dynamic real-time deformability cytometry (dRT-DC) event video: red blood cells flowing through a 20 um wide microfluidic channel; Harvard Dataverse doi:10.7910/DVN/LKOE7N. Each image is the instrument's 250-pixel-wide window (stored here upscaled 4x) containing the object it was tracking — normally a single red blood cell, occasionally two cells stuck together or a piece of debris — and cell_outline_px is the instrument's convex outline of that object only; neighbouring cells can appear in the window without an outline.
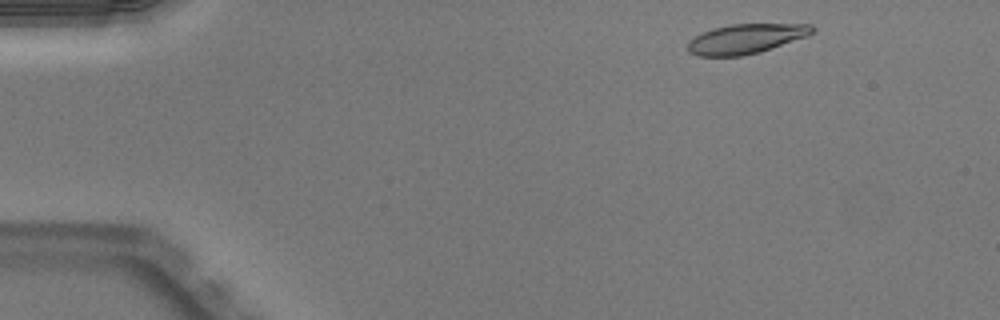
{"species": "Egyptian fruit bat (a non-hibernating species)", "species_latin": "Rousettus aegyptiacus", "temperature_condition": "warm", "stored_images_in_passage": 13, "camera_frame_rate_fps": 3000, "um_per_image_px": 0.085, "animal": {"sex": "male"}, "frame": {"image": 1, "passage_image": 3, "time_ms": 0.667, "image_size_px": [1000, 320], "cell_outline_px": [[816, 28], [808, 36], [760, 52], [740, 56], [700, 56], [688, 52], [688, 40], [712, 28], [732, 24], [812, 24]], "centroid_in_image_um": [63.41, 3.29], "position_along_channel_um": 21.6, "area_um2": 21.5}}